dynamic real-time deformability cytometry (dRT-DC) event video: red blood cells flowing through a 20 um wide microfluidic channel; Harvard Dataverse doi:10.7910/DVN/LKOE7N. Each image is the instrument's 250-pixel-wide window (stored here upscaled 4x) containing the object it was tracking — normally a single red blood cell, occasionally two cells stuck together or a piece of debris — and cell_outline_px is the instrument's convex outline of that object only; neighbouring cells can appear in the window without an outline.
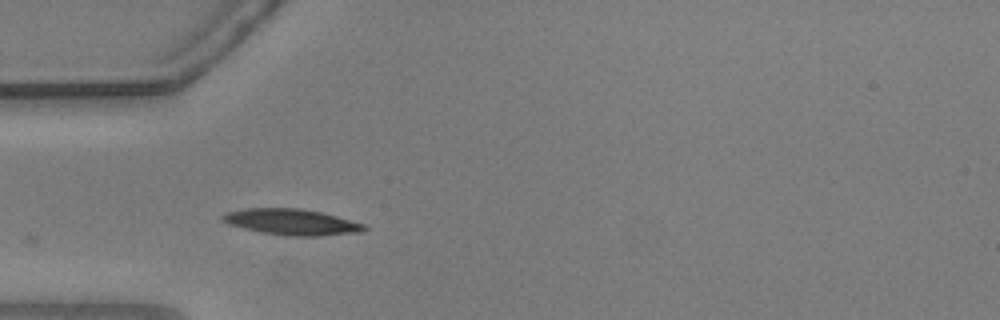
{"species": "common noctule bat (a hibernating species)", "species_latin": "Nyctalus noctula", "temperature_condition": "warm", "stored_images_in_passage": 3, "camera_frame_rate_fps": 3000, "um_per_image_px": 0.085, "animal": {"sex": "male", "body_mass_g": 20.5, "forearm_length_mm": 52.5}, "frame": {"image": 1, "passage_image": 1, "time_ms": 0.0, "image_size_px": [1000, 320], "cell_outline_px": [[368, 228], [360, 232], [320, 236], [288, 236], [260, 232], [244, 228], [220, 220], [220, 216], [228, 212], [244, 208], [300, 208], [320, 212], [336, 216], [364, 224]], "centroid_in_image_um": [24.78, 18.87], "position_along_channel_um": 60.2, "area_um2": 21.33}}